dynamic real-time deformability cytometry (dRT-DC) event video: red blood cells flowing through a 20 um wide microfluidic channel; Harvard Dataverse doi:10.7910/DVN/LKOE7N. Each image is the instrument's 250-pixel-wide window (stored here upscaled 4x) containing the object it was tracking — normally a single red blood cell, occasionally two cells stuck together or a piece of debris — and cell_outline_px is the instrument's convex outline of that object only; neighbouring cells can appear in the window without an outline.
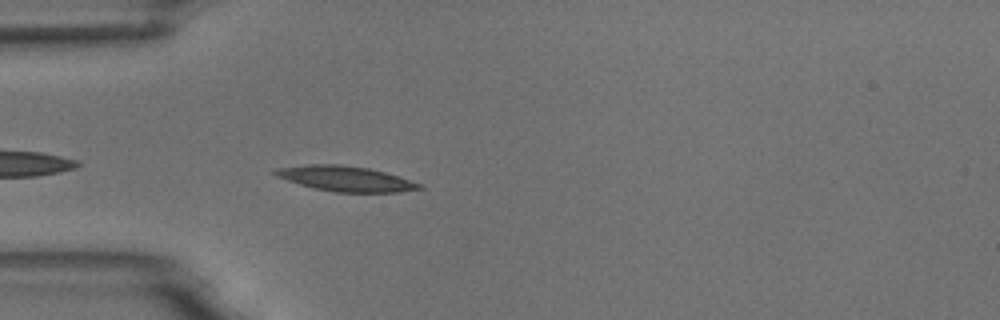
{"species": "common noctule bat (a hibernating species)", "species_latin": "Nyctalus noctula", "temperature_condition": "room temperature", "stored_images_in_passage": 3, "camera_frame_rate_fps": 3000, "um_per_image_px": 0.085, "animal": {"sex": "male", "body_mass_g": 18.8}, "frame": {"image": 1, "passage_image": 3, "time_ms": 2.333, "image_size_px": [1000, 320], "cell_outline_px": [[424, 188], [400, 192], [336, 192], [316, 188], [300, 184], [276, 176], [272, 172], [276, 168], [308, 164], [340, 164], [368, 168], [384, 172], [424, 184]], "centroid_in_image_um": [29.41, 15.18], "position_along_channel_um": 55.6, "area_um2": 21.04}}